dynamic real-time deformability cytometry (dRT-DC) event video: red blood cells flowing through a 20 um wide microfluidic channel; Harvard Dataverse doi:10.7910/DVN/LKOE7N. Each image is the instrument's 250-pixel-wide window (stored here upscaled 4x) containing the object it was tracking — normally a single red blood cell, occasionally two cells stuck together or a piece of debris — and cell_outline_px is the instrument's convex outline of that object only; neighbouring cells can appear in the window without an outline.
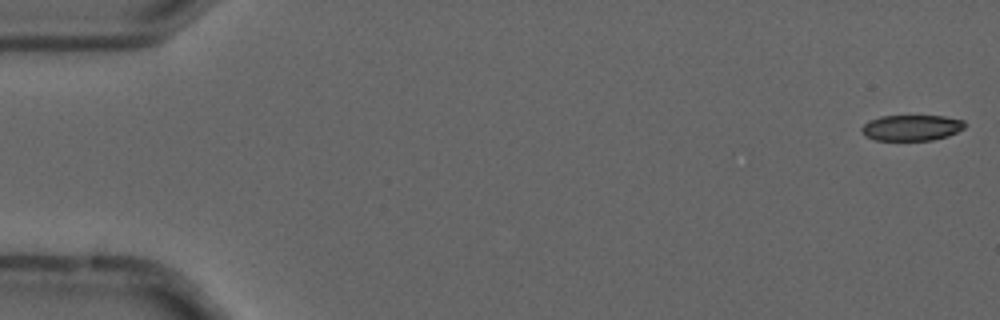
{"species": "common noctule bat (a hibernating species)", "species_latin": "Nyctalus noctula", "temperature_condition": "cold", "stored_images_in_passage": 5, "camera_frame_rate_fps": 3000, "um_per_image_px": 0.085, "animal": {"sex": "male", "forearm_length_mm": 52.5}, "frame": {"image": 1, "passage_image": 1, "time_ms": 0.0, "image_size_px": [1000, 320], "cell_outline_px": [[968, 124], [964, 128], [948, 136], [932, 140], [876, 140], [864, 136], [860, 128], [868, 120], [880, 116], [944, 116], [964, 120]], "centroid_in_image_um": [77.48, 10.85], "position_along_channel_um": 7.5, "area_um2": 15.66}}